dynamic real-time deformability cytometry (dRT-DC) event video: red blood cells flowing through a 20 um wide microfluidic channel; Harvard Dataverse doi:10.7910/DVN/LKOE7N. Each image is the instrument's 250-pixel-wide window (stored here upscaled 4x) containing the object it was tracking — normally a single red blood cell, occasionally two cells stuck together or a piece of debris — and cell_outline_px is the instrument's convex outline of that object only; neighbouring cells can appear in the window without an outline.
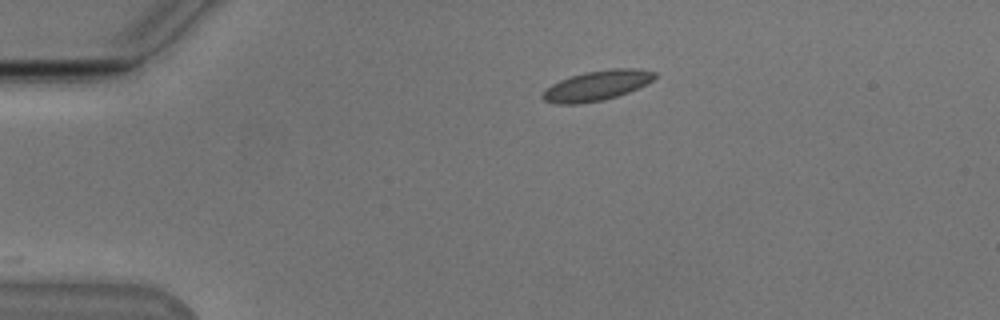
{"species": "Egyptian fruit bat (a non-hibernating species)", "species_latin": "Rousettus aegyptiacus", "temperature_condition": "cold", "stored_images_in_passage": 44, "camera_frame_rate_fps": 3000, "um_per_image_px": 0.085, "animal": {"sex": "male"}, "frame": {"image": 1, "passage_image": 1, "time_ms": 0.0, "image_size_px": [1000, 320], "cell_outline_px": [[656, 76], [648, 84], [628, 92], [604, 100], [580, 104], [556, 104], [544, 100], [540, 96], [552, 84], [560, 80], [584, 72], [612, 68], [640, 68], [656, 72]], "centroid_in_image_um": [50.76, 7.27], "position_along_channel_um": 34.2, "area_um2": 19.65}}
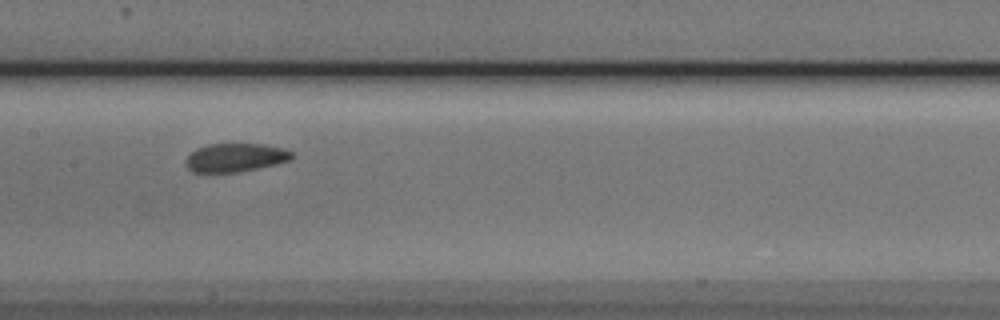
{"frame": {"image": 2, "passage_image": 17, "time_ms": 5.333, "image_size_px": [1000, 320], "cell_outline_px": [[296, 156], [288, 160], [276, 164], [236, 172], [192, 172], [188, 168], [184, 160], [196, 148], [208, 144], [264, 144], [284, 148], [296, 152]], "centroid_in_image_um": [20.04, 13.38], "position_along_channel_um": 187.4, "area_um2": 17.69}}
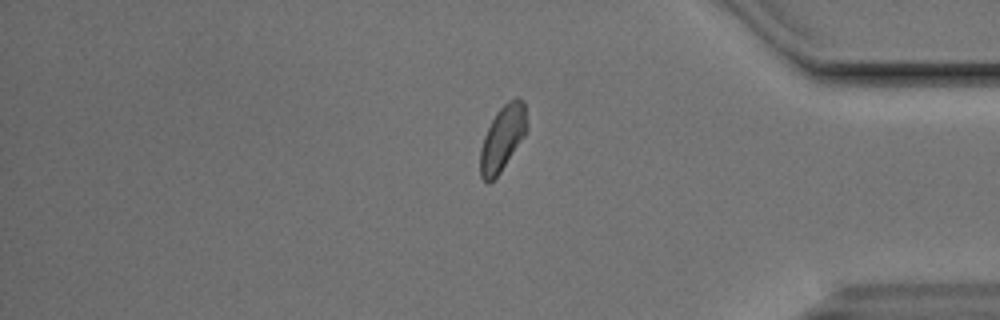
{"frame": {"image": 3, "passage_image": 35, "time_ms": 11.333, "image_size_px": [1000, 320], "cell_outline_px": [[528, 128], [524, 136], [500, 172], [488, 184], [480, 176], [480, 148], [484, 136], [496, 112], [508, 100], [516, 96], [524, 100]], "centroid_in_image_um": [42.72, 11.71], "position_along_channel_um": 392.5, "area_um2": 17.69}, "authors_computed_cell_mechanics": {"area_um2": 18.1203, "velocity_mm_per_s": 3.7997, "shape_relaxation_time_tau1_ms": null, "shape_relaxation_time_tau2_ms": 1.8417, "deformation_change_tau1": null, "deformation_change_tau2": 0.0485}}